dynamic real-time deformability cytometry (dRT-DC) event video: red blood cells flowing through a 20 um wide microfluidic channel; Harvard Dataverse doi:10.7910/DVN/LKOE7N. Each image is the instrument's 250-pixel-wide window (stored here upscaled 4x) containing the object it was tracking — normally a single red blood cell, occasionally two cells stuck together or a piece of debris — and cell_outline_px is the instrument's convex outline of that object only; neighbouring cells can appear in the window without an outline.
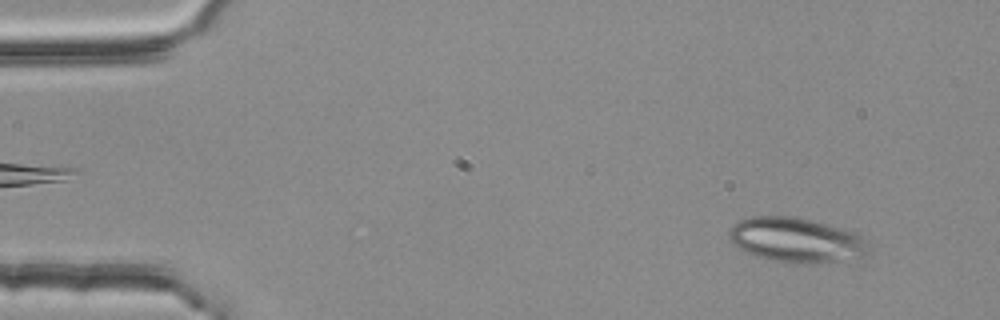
{"species": "common noctule bat (a hibernating species)", "species_latin": "Nyctalus noctula", "temperature_condition": "room temperature", "stored_images_in_passage": 3, "camera_frame_rate_fps": 3000, "um_per_image_px": 0.085, "animal": {"sex": "female", "body_mass_g": 25.1}, "frame": {"image": 1, "passage_image": 3, "time_ms": 0.667, "image_size_px": [1000, 320], "cell_outline_px": [[872, 252], [864, 256], [836, 260], [772, 260], [756, 256], [736, 248], [732, 244], [728, 236], [728, 232], [740, 220], [752, 216], [796, 216], [812, 220], [840, 228], [852, 232], [868, 240], [872, 244]], "centroid_in_image_um": [67.68, 20.35], "position_along_channel_um": 17.3, "area_um2": 35.49}}